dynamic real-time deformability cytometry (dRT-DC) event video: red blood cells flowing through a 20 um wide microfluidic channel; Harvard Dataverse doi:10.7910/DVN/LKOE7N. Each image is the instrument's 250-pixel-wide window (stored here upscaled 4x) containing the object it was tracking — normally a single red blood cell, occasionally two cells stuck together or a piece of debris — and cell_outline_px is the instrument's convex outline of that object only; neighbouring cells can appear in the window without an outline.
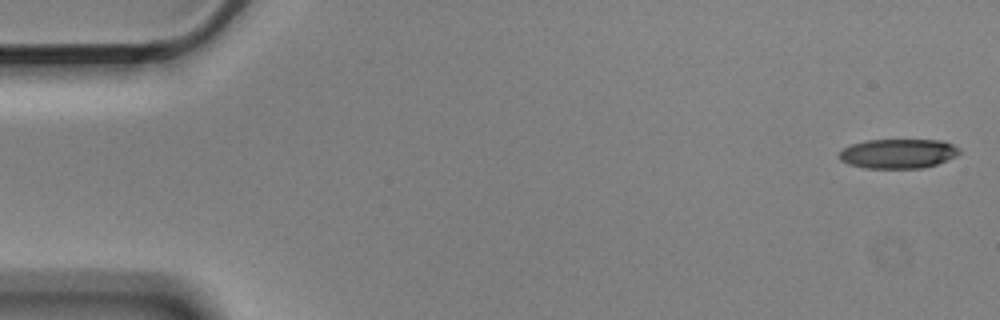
{"species": "Egyptian fruit bat (a non-hibernating species)", "species_latin": "Rousettus aegyptiacus", "temperature_condition": "cold", "stored_images_in_passage": 5, "camera_frame_rate_fps": 3000, "um_per_image_px": 0.085, "animal": {"sex": "male"}, "frame": {"image": 1, "passage_image": 1, "time_ms": 0.0, "image_size_px": [1000, 320], "cell_outline_px": [[960, 152], [956, 156], [936, 164], [924, 168], [864, 168], [848, 164], [840, 160], [840, 152], [844, 148], [852, 144], [868, 140], [944, 140], [960, 148]], "centroid_in_image_um": [76.36, 13.06], "position_along_channel_um": 8.6, "area_um2": 20.63}}
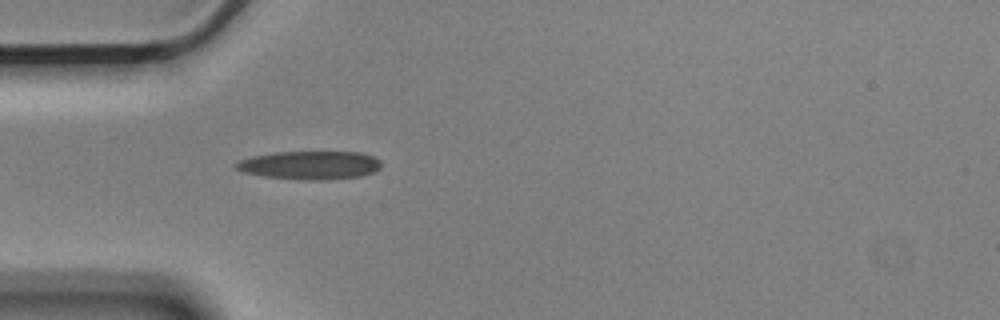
{"frame": {"image": 2, "passage_image": 5, "time_ms": 1.333, "image_size_px": [1000, 320], "cell_outline_px": [[380, 168], [372, 172], [360, 176], [324, 180], [300, 180], [264, 176], [244, 172], [236, 168], [236, 164], [240, 160], [252, 156], [276, 152], [360, 152], [372, 156], [380, 160]], "centroid_in_image_um": [26.35, 14.04], "position_along_channel_um": 58.6, "area_um2": 23.87}}